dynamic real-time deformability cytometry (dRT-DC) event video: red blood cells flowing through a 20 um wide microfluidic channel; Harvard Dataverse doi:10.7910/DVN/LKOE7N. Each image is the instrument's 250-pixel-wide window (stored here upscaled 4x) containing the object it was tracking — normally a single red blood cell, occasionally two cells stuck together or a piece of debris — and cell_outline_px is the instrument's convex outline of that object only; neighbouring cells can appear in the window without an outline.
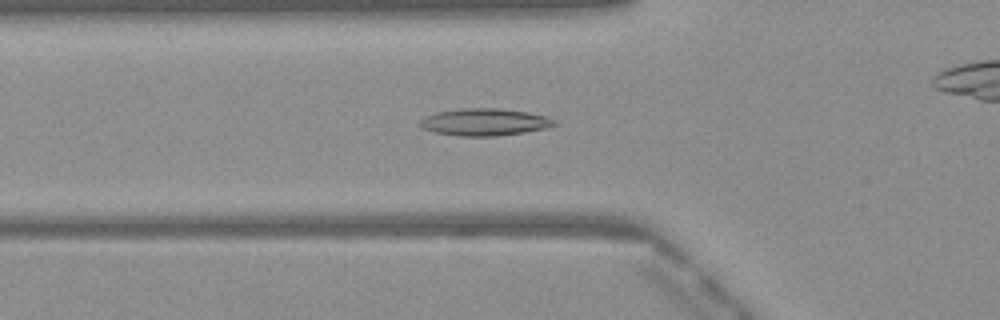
{"species": "Egyptian fruit bat (a non-hibernating species)", "species_latin": "Rousettus aegyptiacus", "temperature_condition": "warm", "stored_images_in_passage": 35, "camera_frame_rate_fps": 3000, "um_per_image_px": 0.085, "frame": {"image": 1, "passage_image": 9, "time_ms": 2.667, "image_size_px": [1000, 320], "cell_outline_px": [[556, 124], [544, 128], [524, 132], [496, 136], [456, 136], [436, 132], [424, 128], [416, 124], [424, 116], [436, 112], [460, 108], [500, 108], [528, 112], [544, 116], [556, 120]], "centroid_in_image_um": [41.13, 10.37], "position_along_channel_um": 84.7, "area_um2": 21.27}}
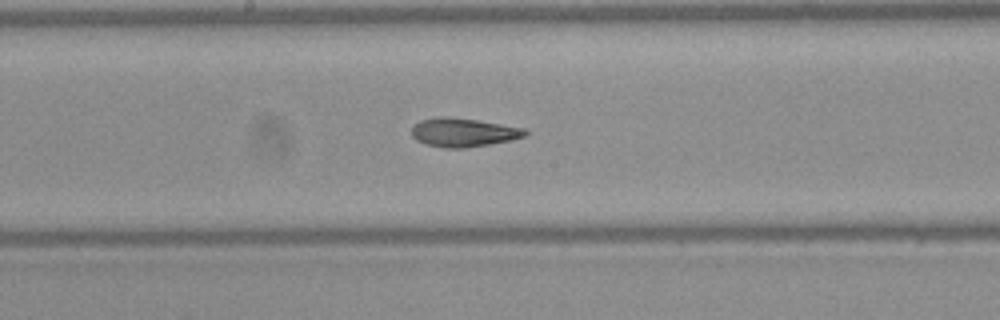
{"frame": {"image": 2, "passage_image": 18, "time_ms": 5.667, "image_size_px": [1000, 320], "cell_outline_px": [[528, 136], [512, 140], [464, 148], [444, 148], [424, 144], [416, 140], [412, 136], [412, 128], [420, 120], [440, 116], [444, 116], [476, 120], [524, 128], [528, 132]], "centroid_in_image_um": [39.38, 11.26], "position_along_channel_um": 208.8, "area_um2": 18.96}}
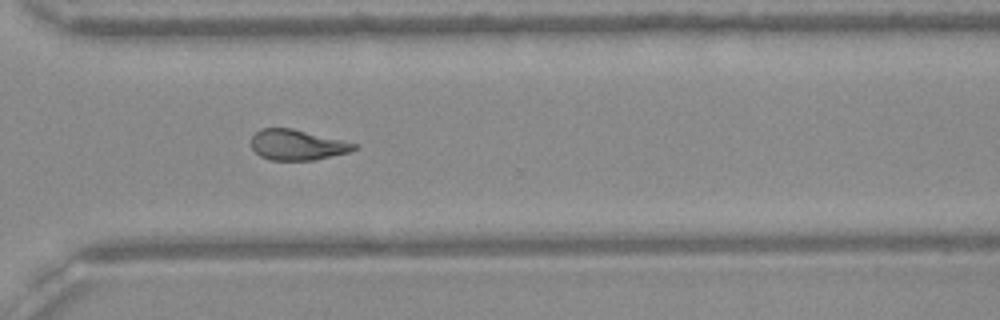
{"frame": {"image": 3, "passage_image": 28, "time_ms": 9.0, "image_size_px": [1000, 320], "cell_outline_px": [[356, 148], [348, 152], [316, 160], [272, 160], [260, 156], [252, 148], [252, 136], [260, 128], [292, 128], [356, 144]], "centroid_in_image_um": [25.22, 12.32], "position_along_channel_um": 345.4, "area_um2": 17.98}, "authors_computed_cell_mechanics": {"area_um2": 19.2474, "velocity_mm_per_s": 4.1008, "shape_relaxation_time_tau1_ms": null, "shape_relaxation_time_tau2_ms": 2.6386, "deformation_change_tau1": null, "deformation_change_tau2": 0.1038}}